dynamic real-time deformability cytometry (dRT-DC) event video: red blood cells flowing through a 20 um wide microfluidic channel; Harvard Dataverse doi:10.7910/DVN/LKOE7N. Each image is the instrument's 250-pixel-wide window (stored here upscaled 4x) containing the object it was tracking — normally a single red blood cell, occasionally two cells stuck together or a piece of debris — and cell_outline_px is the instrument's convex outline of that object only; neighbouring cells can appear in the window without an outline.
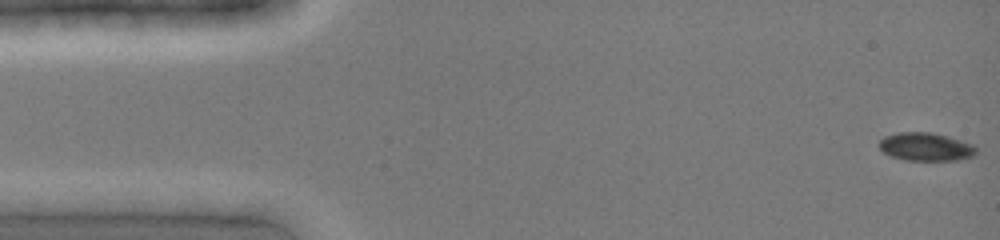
{"species": "common noctule bat (a hibernating species)", "species_latin": "Nyctalus noctula", "temperature_condition": "cold", "stored_images_in_passage": 5, "camera_frame_rate_fps": 3000, "um_per_image_px": 0.085, "animal": {"sex": "female", "body_mass_g": 19.0, "forearm_length_mm": 51.5}, "frame": {"image": 1, "passage_image": 1, "time_ms": 0.0, "image_size_px": [1000, 240], "cell_outline_px": [[976, 152], [972, 156], [956, 160], [904, 160], [892, 156], [884, 152], [876, 144], [884, 136], [896, 132], [932, 132], [948, 136], [972, 144], [976, 148]], "centroid_in_image_um": [78.65, 12.46], "position_along_channel_um": 6.4, "area_um2": 15.95}}